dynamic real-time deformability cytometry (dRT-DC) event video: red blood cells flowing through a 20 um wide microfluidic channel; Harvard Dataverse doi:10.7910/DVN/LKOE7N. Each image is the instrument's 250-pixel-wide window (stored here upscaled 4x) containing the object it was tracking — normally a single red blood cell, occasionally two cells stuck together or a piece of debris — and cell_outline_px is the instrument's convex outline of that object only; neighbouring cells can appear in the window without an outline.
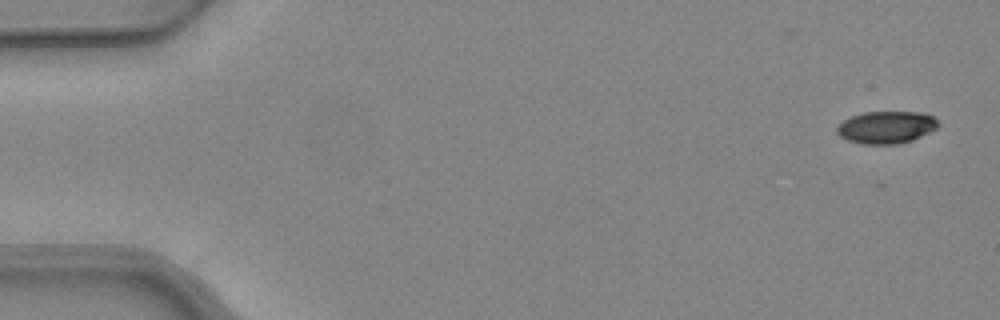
{"species": "common noctule bat (a hibernating species)", "species_latin": "Nyctalus noctula", "temperature_condition": "warm", "stored_images_in_passage": 4, "camera_frame_rate_fps": 3000, "um_per_image_px": 0.085, "animal": {"sex": "female", "body_mass_g": 24.6, "forearm_length_mm": 56.2}, "frame": {"image": 1, "passage_image": 1, "time_ms": 0.0, "image_size_px": [1000, 320], "cell_outline_px": [[940, 124], [936, 128], [912, 140], [900, 144], [860, 144], [848, 140], [840, 136], [836, 132], [836, 128], [844, 120], [852, 116], [864, 112], [924, 112], [932, 116]], "centroid_in_image_um": [75.33, 10.82], "position_along_channel_um": 9.7, "area_um2": 19.02}}